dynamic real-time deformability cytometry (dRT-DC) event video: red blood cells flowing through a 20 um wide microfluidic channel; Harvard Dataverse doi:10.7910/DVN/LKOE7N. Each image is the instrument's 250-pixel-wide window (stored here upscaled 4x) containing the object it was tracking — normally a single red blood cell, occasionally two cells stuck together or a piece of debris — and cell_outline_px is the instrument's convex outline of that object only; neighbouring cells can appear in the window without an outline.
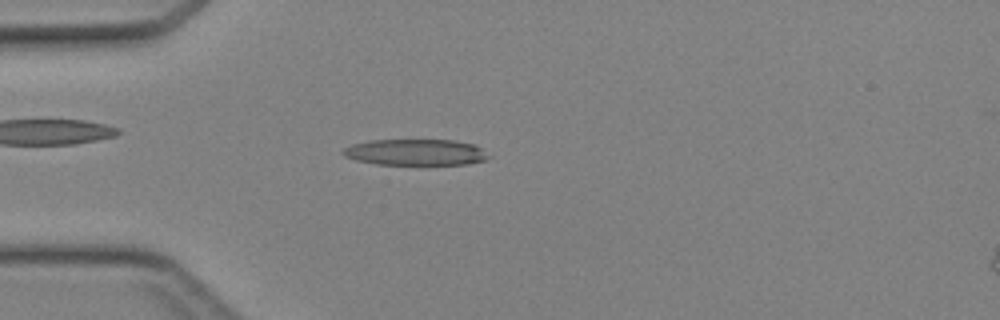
{"species": "Egyptian fruit bat (a non-hibernating species)", "species_latin": "Rousettus aegyptiacus", "temperature_condition": "cold", "stored_images_in_passage": 36, "camera_frame_rate_fps": 3000, "um_per_image_px": 0.085, "animal": {"sex": "female"}, "frame": {"image": 1, "passage_image": 7, "time_ms": 2.0, "image_size_px": [1000, 320], "cell_outline_px": [[492, 156], [484, 160], [468, 164], [376, 164], [356, 160], [344, 156], [340, 152], [344, 148], [352, 144], [368, 140], [452, 140], [476, 144]], "centroid_in_image_um": [35.33, 12.93], "position_along_channel_um": 49.7, "area_um2": 22.31}}
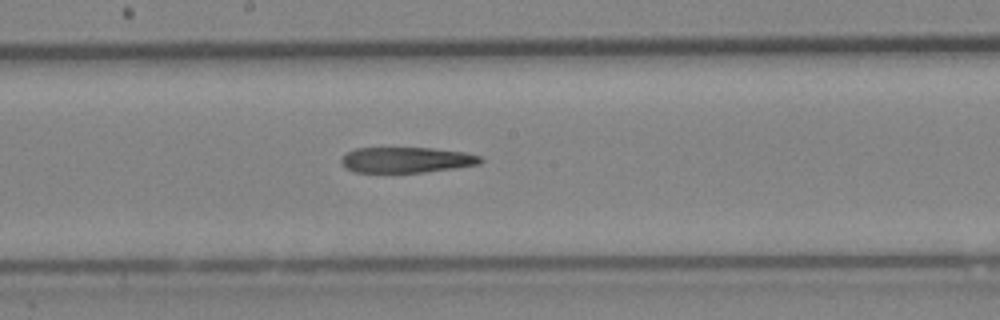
{"frame": {"image": 2, "passage_image": 19, "time_ms": 6.0, "image_size_px": [1000, 320], "cell_outline_px": [[484, 160], [480, 164], [456, 168], [424, 172], [352, 172], [340, 160], [340, 156], [356, 148], [432, 148], [464, 152], [480, 156]], "centroid_in_image_um": [34.57, 13.59], "position_along_channel_um": 213.6, "area_um2": 20.75}}
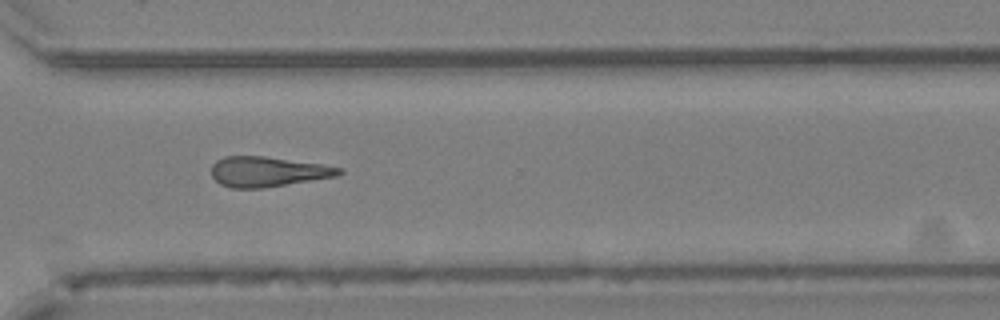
{"frame": {"image": 3, "passage_image": 28, "time_ms": 9.0, "image_size_px": [1000, 320], "cell_outline_px": [[344, 172], [340, 176], [264, 188], [232, 188], [220, 184], [212, 176], [212, 164], [216, 160], [224, 156], [264, 156], [320, 164], [344, 168]], "centroid_in_image_um": [22.79, 14.6], "position_along_channel_um": 347.8, "area_um2": 22.54}}